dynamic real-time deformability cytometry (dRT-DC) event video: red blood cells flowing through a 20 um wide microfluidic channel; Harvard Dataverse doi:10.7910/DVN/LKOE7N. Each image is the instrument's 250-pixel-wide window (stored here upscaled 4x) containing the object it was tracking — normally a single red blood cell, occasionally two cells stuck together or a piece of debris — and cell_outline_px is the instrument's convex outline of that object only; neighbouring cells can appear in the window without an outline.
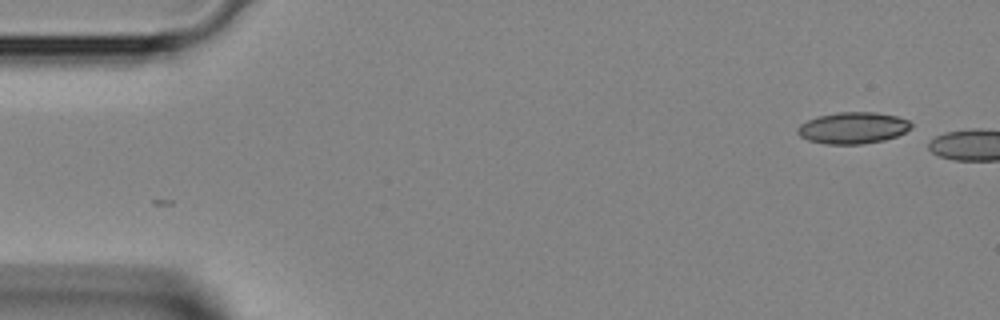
{"species": "Egyptian fruit bat (a non-hibernating species)", "species_latin": "Rousettus aegyptiacus", "temperature_condition": "room temperature", "stored_images_in_passage": 6, "camera_frame_rate_fps": 3000, "um_per_image_px": 0.085, "animal": {"sex": "female"}, "frame": {"image": 1, "passage_image": 6, "time_ms": 1.667, "image_size_px": [1000, 320], "cell_outline_px": [[912, 128], [896, 136], [884, 140], [860, 144], [824, 144], [808, 140], [800, 136], [796, 132], [796, 128], [800, 124], [808, 120], [820, 116], [836, 112], [876, 112], [896, 116], [908, 120], [912, 124]], "centroid_in_image_um": [72.48, 10.87], "position_along_channel_um": 12.5, "area_um2": 20.87}}